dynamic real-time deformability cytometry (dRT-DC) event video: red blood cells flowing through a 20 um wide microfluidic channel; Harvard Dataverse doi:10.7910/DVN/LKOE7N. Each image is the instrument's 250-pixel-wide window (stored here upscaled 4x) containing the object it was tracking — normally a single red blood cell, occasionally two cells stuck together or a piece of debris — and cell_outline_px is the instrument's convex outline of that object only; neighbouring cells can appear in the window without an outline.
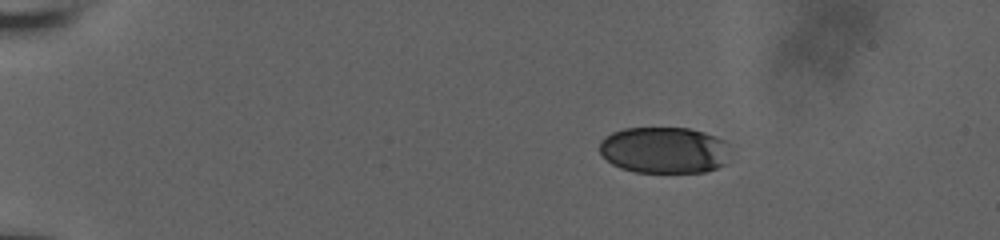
{"species": "human", "species_latin": "Homo sapiens", "temperature_condition": "room temperature", "stored_images_in_passage": 47, "camera_frame_rate_fps": 3000, "um_per_image_px": 0.085, "donor": {"sex": "male"}, "frame": {"image": 1, "passage_image": 1, "time_ms": 0.0, "image_size_px": [1000, 240], "cell_outline_px": [[724, 164], [716, 168], [704, 172], [636, 172], [620, 168], [612, 164], [600, 152], [600, 140], [604, 136], [612, 132], [624, 128], [688, 128], [704, 132], [716, 136], [724, 140]], "centroid_in_image_um": [56.37, 12.75], "position_along_channel_um": 28.6, "area_um2": 34.97}}
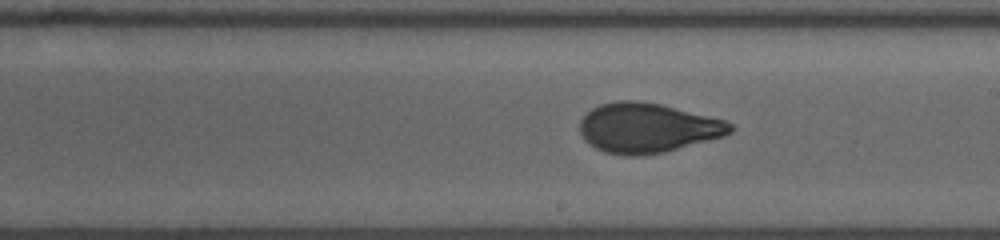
{"frame": {"image": 2, "passage_image": 25, "time_ms": 8.0, "image_size_px": [1000, 240], "cell_outline_px": [[736, 128], [732, 132], [724, 136], [664, 152], [636, 156], [628, 156], [604, 152], [588, 144], [584, 140], [580, 132], [580, 120], [592, 108], [600, 104], [616, 100], [636, 100], [660, 104], [724, 120], [732, 124]], "centroid_in_image_um": [55.01, 10.87], "position_along_channel_um": 234.0, "area_um2": 43.52}}
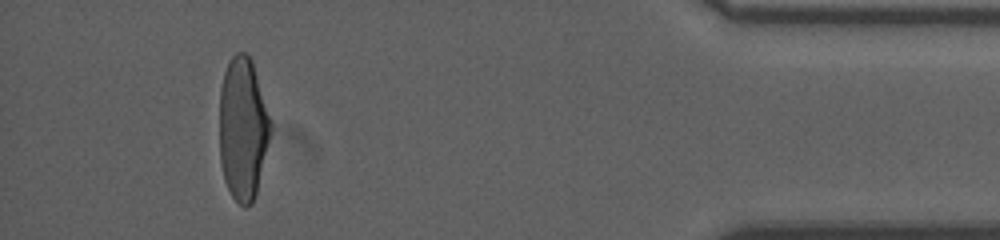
{"frame": {"image": 3, "passage_image": 43, "time_ms": 14.0, "image_size_px": [1000, 240], "cell_outline_px": [[272, 128], [256, 192], [252, 204], [244, 208], [232, 196], [224, 180], [220, 160], [220, 88], [224, 72], [232, 56], [236, 52], [244, 52], [252, 60], [272, 124]], "centroid_in_image_um": [20.64, 10.93], "position_along_channel_um": 414.6, "area_um2": 42.31}, "authors_computed_cell_mechanics": {"area_um2": 42.6564, "velocity_mm_per_s": 3.862, "shape_relaxation_time_tau1_ms": 4.5816, "shape_relaxation_time_tau2_ms": 0.6386, "deformation_change_tau1": 0.1911, "deformation_change_tau2": 0.0592}}